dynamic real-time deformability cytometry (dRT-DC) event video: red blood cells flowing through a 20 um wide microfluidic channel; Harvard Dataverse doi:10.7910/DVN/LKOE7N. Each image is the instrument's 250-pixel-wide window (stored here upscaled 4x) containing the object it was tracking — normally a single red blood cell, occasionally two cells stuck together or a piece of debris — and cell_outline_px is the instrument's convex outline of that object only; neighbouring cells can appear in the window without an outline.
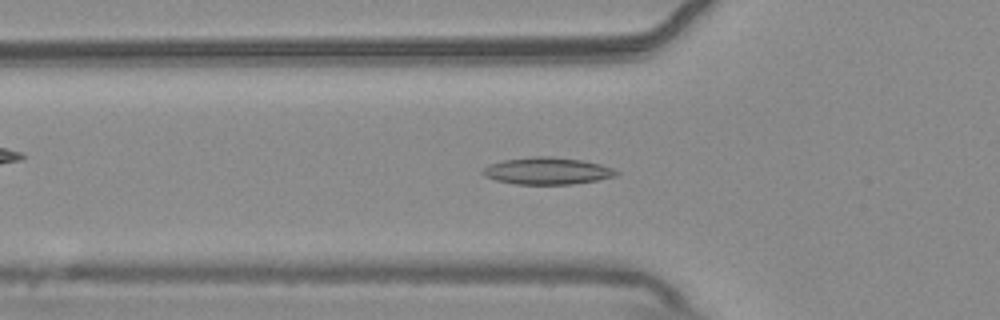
{"species": "common noctule bat (a hibernating species)", "species_latin": "Nyctalus noctula", "temperature_condition": "warm", "stored_images_in_passage": 54, "camera_frame_rate_fps": 3000, "um_per_image_px": 0.085, "animal": {"sex": "male", "body_mass_g": 20.4}, "frame": {"image": 1, "passage_image": 18, "time_ms": 5.667, "image_size_px": [1000, 320], "cell_outline_px": [[620, 172], [616, 176], [596, 180], [572, 184], [516, 184], [496, 180], [484, 176], [480, 172], [488, 164], [504, 160], [536, 156], [548, 156], [580, 160], [600, 164], [612, 168]], "centroid_in_image_um": [46.49, 14.53], "position_along_channel_um": 79.3, "area_um2": 20.87}}
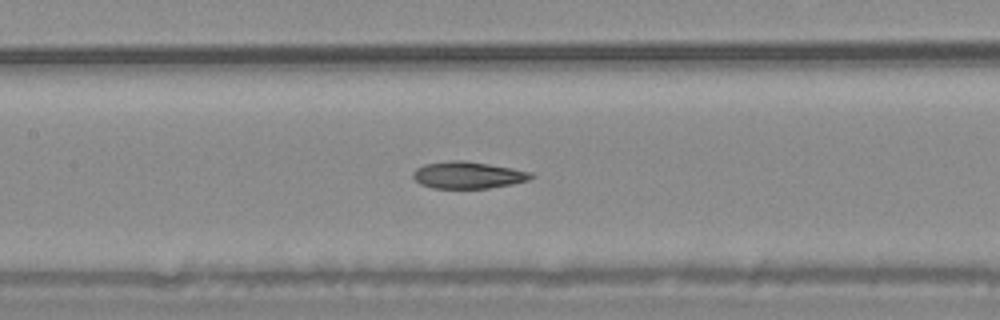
{"frame": {"image": 2, "passage_image": 25, "time_ms": 8.0, "image_size_px": [1000, 320], "cell_outline_px": [[536, 176], [528, 180], [512, 184], [488, 188], [432, 188], [420, 184], [412, 176], [412, 172], [416, 168], [424, 164], [452, 160], [464, 160], [512, 168], [532, 172]], "centroid_in_image_um": [39.77, 14.88], "position_along_channel_um": 167.6, "area_um2": 18.55}}
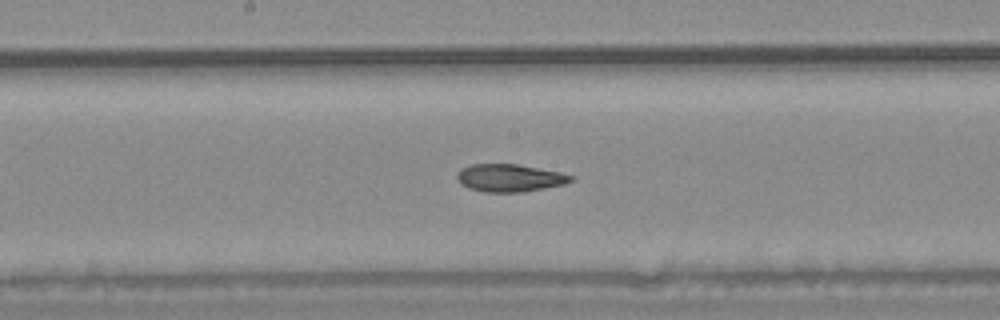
{"frame": {"image": 3, "passage_image": 28, "time_ms": 9.0, "image_size_px": [1000, 320], "cell_outline_px": [[576, 176], [572, 180], [564, 184], [524, 192], [484, 192], [468, 188], [460, 184], [456, 180], [456, 176], [464, 168], [472, 164], [516, 164], [560, 172]], "centroid_in_image_um": [43.32, 15.13], "position_along_channel_um": 204.9, "area_um2": 18.26}, "authors_computed_cell_mechanics": {"area_um2": 19.5075, "velocity_mm_per_s": 3.7404, "shape_relaxation_time_tau1_ms": null, "shape_relaxation_time_tau2_ms": 3.5418, "deformation_change_tau1": null, "deformation_change_tau2": 0.1075}}